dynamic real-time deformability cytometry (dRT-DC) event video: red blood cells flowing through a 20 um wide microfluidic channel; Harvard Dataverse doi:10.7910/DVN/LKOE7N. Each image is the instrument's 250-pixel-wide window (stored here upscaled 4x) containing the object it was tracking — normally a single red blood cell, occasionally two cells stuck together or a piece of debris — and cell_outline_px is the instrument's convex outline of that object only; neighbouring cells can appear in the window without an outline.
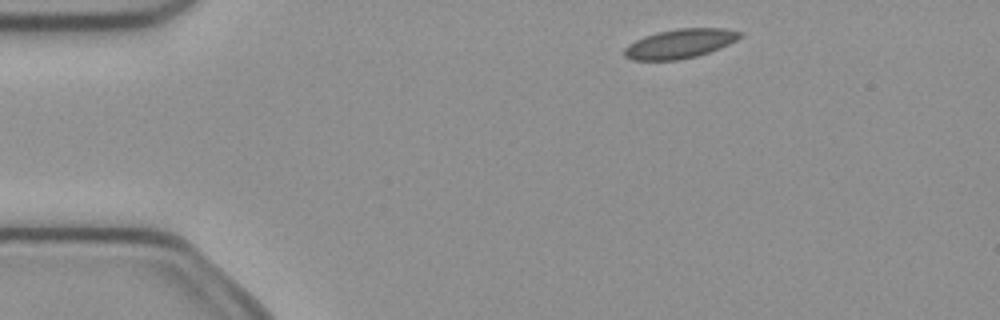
{"species": "common noctule bat (a hibernating species)", "species_latin": "Nyctalus noctula", "temperature_condition": "cold", "stored_images_in_passage": 5, "camera_frame_rate_fps": 3000, "um_per_image_px": 0.085, "animal": {"sex": "female", "body_mass_g": 21.9}, "frame": {"image": 1, "passage_image": 1, "time_ms": 0.0, "image_size_px": [1000, 320], "cell_outline_px": [[740, 36], [736, 40], [720, 48], [696, 56], [676, 60], [632, 60], [624, 56], [624, 48], [628, 44], [644, 36], [656, 32], [680, 28], [724, 28], [740, 32]], "centroid_in_image_um": [57.75, 3.71], "position_along_channel_um": 27.3, "area_um2": 19.54}}
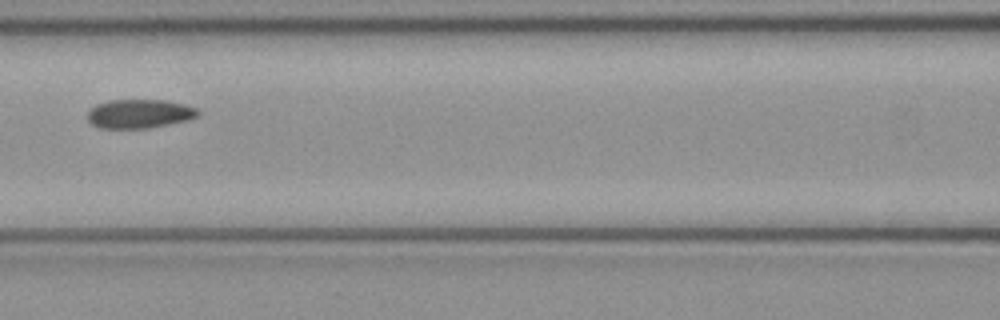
{"frame": {"image": 2, "passage_image": 5, "time_ms": 1.333, "image_size_px": [1000, 320], "cell_outline_px": [[200, 112], [196, 116], [188, 120], [148, 128], [100, 128], [92, 124], [88, 120], [88, 112], [96, 104], [108, 100], [164, 100], [184, 104], [196, 108]], "centroid_in_image_um": [11.84, 9.66], "position_along_channel_um": 154.8, "area_um2": 18.5}}